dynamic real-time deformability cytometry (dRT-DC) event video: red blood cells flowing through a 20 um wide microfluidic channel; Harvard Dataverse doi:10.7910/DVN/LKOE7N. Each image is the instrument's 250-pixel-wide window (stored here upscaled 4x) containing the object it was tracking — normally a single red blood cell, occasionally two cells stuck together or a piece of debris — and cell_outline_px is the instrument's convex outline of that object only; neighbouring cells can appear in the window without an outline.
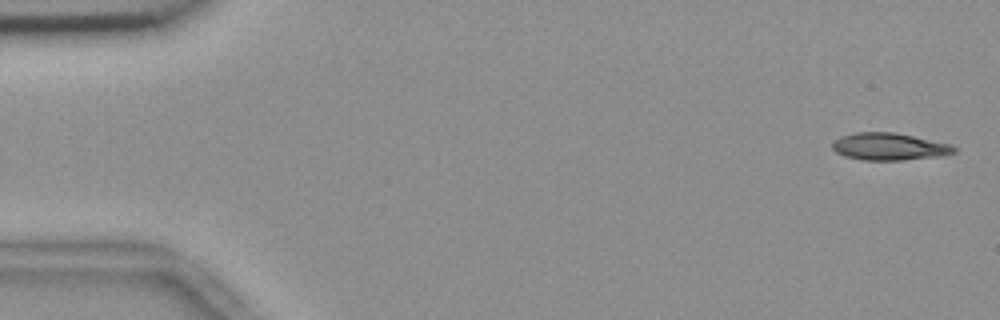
{"species": "common noctule bat (a hibernating species)", "species_latin": "Nyctalus noctula", "temperature_condition": "room temperature", "stored_images_in_passage": 55, "camera_frame_rate_fps": 3000, "um_per_image_px": 0.085, "animal": {"sex": "female", "body_mass_g": 18.4}, "frame": {"image": 1, "passage_image": 2, "time_ms": 0.333, "image_size_px": [1000, 320], "cell_outline_px": [[956, 152], [940, 156], [900, 160], [860, 160], [844, 156], [836, 152], [832, 148], [832, 140], [840, 136], [856, 132], [892, 132], [952, 144], [956, 148]], "centroid_in_image_um": [75.54, 12.46], "position_along_channel_um": 9.5, "area_um2": 19.36}}
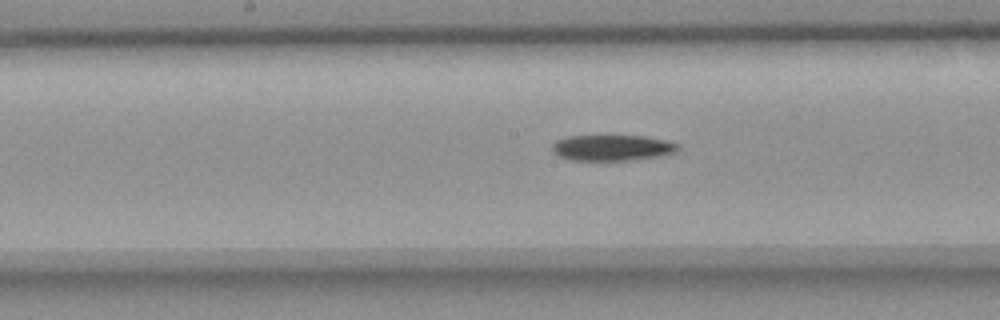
{"frame": {"image": 2, "passage_image": 28, "time_ms": 9.0, "image_size_px": [1000, 320], "cell_outline_px": [[680, 148], [672, 152], [660, 156], [632, 160], [568, 160], [556, 156], [552, 152], [552, 144], [556, 140], [568, 136], [644, 136], [664, 140], [680, 144]], "centroid_in_image_um": [51.98, 12.56], "position_along_channel_um": 196.2, "area_um2": 19.02}}
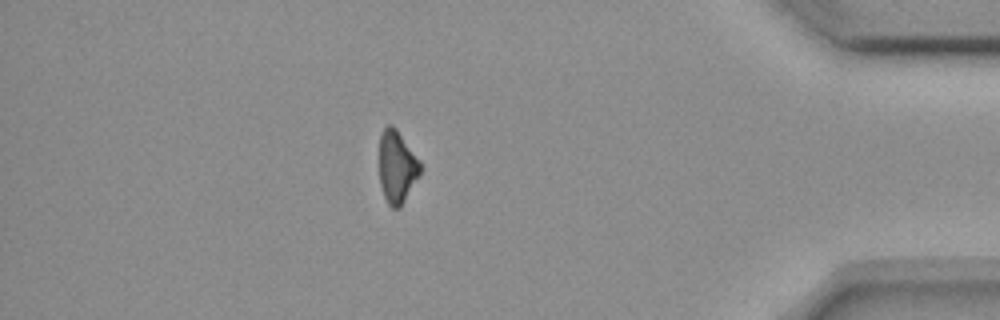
{"frame": {"image": 3, "passage_image": 48, "time_ms": 15.667, "image_size_px": [1000, 320], "cell_outline_px": [[420, 176], [400, 208], [392, 208], [388, 204], [384, 196], [380, 184], [380, 132], [388, 124], [392, 124], [396, 128], [420, 160]], "centroid_in_image_um": [33.75, 14.18], "position_along_channel_um": 401.5, "area_um2": 17.4}, "authors_computed_cell_mechanics": {"area_um2": 19.363, "velocity_mm_per_s": 3.6863, "shape_relaxation_time_tau1_ms": 7.5818, "shape_relaxation_time_tau2_ms": null, "deformation_change_tau1": 0.1673, "deformation_change_tau2": null}}